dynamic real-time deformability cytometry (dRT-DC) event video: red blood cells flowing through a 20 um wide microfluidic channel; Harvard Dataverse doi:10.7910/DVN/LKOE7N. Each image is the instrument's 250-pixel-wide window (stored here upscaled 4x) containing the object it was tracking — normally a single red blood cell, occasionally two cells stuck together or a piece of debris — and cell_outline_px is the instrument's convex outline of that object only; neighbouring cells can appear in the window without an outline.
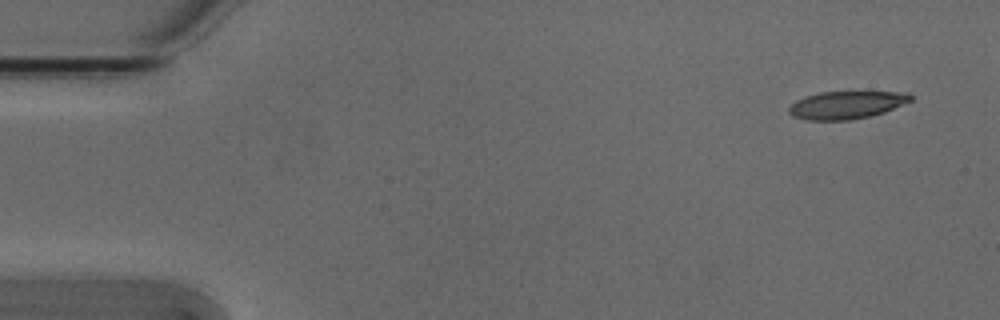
{"species": "Egyptian fruit bat (a non-hibernating species)", "species_latin": "Rousettus aegyptiacus", "temperature_condition": "cold", "stored_images_in_passage": 52, "camera_frame_rate_fps": 3000, "um_per_image_px": 0.085, "animal": {"sex": "male"}, "frame": {"image": 1, "passage_image": 1, "time_ms": 0.0, "image_size_px": [1000, 320], "cell_outline_px": [[912, 100], [884, 112], [868, 116], [848, 120], [808, 120], [792, 116], [788, 112], [788, 108], [796, 100], [804, 96], [820, 92], [908, 92], [912, 96]], "centroid_in_image_um": [71.92, 8.92], "position_along_channel_um": 13.1, "area_um2": 19.54}}
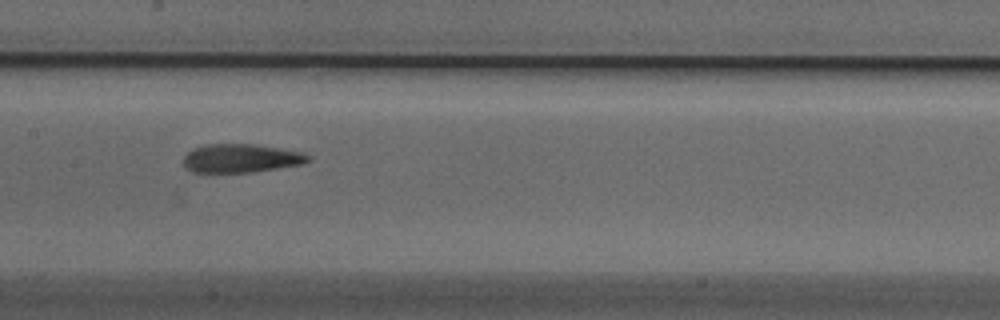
{"frame": {"image": 2, "passage_image": 24, "time_ms": 7.667, "image_size_px": [1000, 320], "cell_outline_px": [[312, 160], [300, 164], [252, 172], [192, 172], [184, 164], [184, 156], [192, 148], [204, 144], [252, 144], [280, 148], [304, 152], [312, 156]], "centroid_in_image_um": [20.5, 13.44], "position_along_channel_um": 186.9, "area_um2": 20.75}}
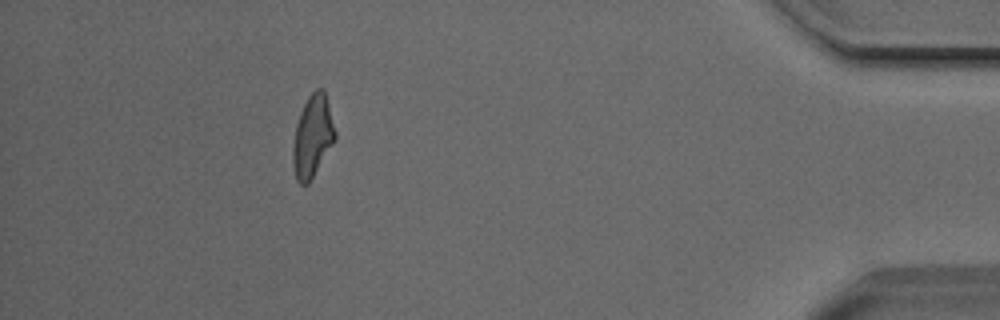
{"frame": {"image": 3, "passage_image": 46, "time_ms": 15.0, "image_size_px": [1000, 320], "cell_outline_px": [[336, 140], [308, 184], [300, 184], [296, 180], [292, 164], [292, 148], [296, 124], [300, 112], [308, 96], [316, 88], [324, 88], [336, 132]], "centroid_in_image_um": [26.56, 11.59], "position_along_channel_um": 408.6, "area_um2": 20.35}}